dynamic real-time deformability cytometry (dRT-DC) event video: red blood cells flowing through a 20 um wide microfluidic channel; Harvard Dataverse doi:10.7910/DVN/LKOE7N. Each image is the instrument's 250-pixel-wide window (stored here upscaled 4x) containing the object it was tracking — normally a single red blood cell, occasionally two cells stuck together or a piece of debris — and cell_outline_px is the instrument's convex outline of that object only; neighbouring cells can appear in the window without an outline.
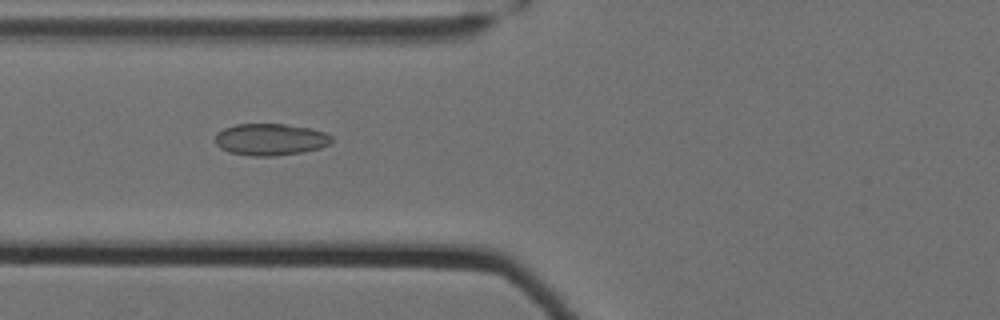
{"species": "Egyptian fruit bat (a non-hibernating species)", "species_latin": "Rousettus aegyptiacus", "temperature_condition": "cold", "stored_images_in_passage": 61, "camera_frame_rate_fps": 3000, "um_per_image_px": 0.085, "animal": {"sex": "female"}, "frame": {"image": 1, "passage_image": 27, "time_ms": 8.667, "image_size_px": [1000, 320], "cell_outline_px": [[332, 140], [328, 144], [320, 148], [304, 152], [272, 156], [252, 156], [228, 152], [220, 148], [216, 144], [216, 132], [224, 128], [236, 124], [284, 124], [308, 128], [324, 132], [332, 136]], "centroid_in_image_um": [22.96, 11.86], "position_along_channel_um": 102.8, "area_um2": 21.56}}
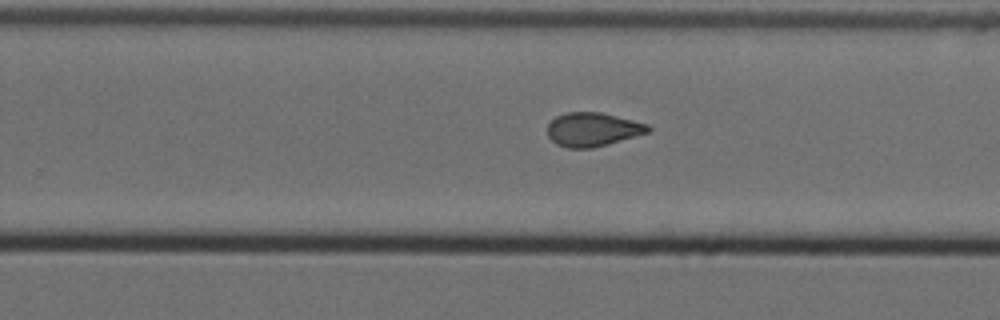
{"frame": {"image": 2, "passage_image": 42, "time_ms": 13.667, "image_size_px": [1000, 320], "cell_outline_px": [[652, 132], [608, 144], [592, 148], [568, 148], [556, 144], [548, 136], [548, 124], [556, 116], [568, 112], [600, 112], [648, 124], [652, 128]], "centroid_in_image_um": [50.41, 11.01], "position_along_channel_um": 279.4, "area_um2": 19.88}}
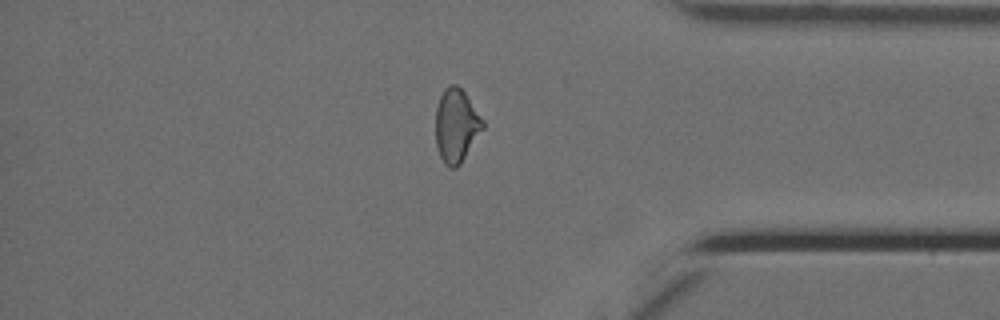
{"frame": {"image": 3, "passage_image": 53, "time_ms": 17.333, "image_size_px": [1000, 320], "cell_outline_px": [[484, 128], [460, 164], [456, 168], [448, 168], [444, 164], [440, 156], [436, 144], [436, 108], [440, 96], [444, 88], [448, 84], [456, 84], [464, 92], [484, 120]], "centroid_in_image_um": [38.78, 10.68], "position_along_channel_um": 396.4, "area_um2": 20.23}, "authors_computed_cell_mechanics": {"area_um2": 20.6924, "velocity_mm_per_s": 3.5211, "shape_relaxation_time_tau1_ms": null, "shape_relaxation_time_tau2_ms": 2.3616, "deformation_change_tau1": null, "deformation_change_tau2": 0.0854}}